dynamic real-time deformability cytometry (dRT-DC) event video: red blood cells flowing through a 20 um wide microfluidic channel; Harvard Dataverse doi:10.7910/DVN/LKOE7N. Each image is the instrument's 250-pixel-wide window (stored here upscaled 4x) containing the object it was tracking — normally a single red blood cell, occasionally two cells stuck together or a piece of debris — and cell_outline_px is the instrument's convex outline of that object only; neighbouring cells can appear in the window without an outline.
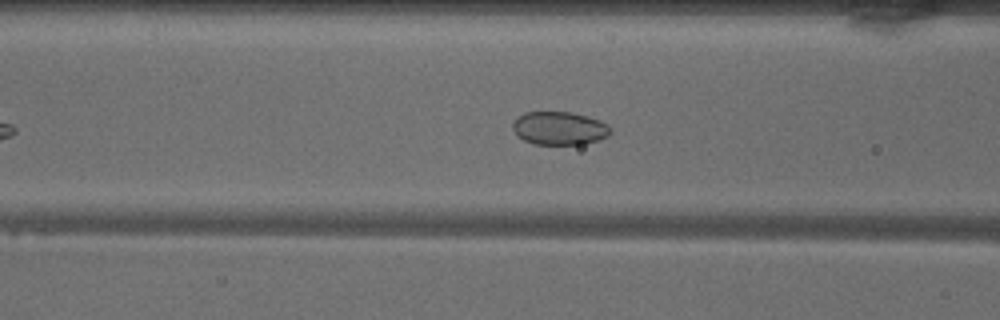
{"species": "common noctule bat (a hibernating species)", "species_latin": "Nyctalus noctula", "temperature_condition": "warm", "stored_images_in_passage": 44, "camera_frame_rate_fps": 3000, "um_per_image_px": 0.085, "animal": {"sex": "male", "body_mass_g": 18.8}, "frame": {"image": 1, "passage_image": 14, "time_ms": 4.333, "image_size_px": [1000, 320], "cell_outline_px": [[612, 132], [608, 136], [584, 144], [532, 144], [516, 136], [512, 128], [512, 124], [524, 112], [572, 112], [588, 116], [600, 120], [608, 124]], "centroid_in_image_um": [47.55, 10.9], "position_along_channel_um": 119.1, "area_um2": 19.02}}
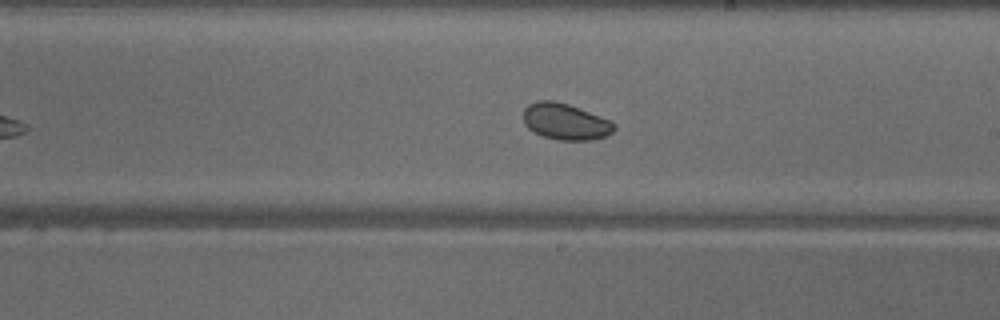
{"frame": {"image": 2, "passage_image": 23, "time_ms": 7.333, "image_size_px": [1000, 320], "cell_outline_px": [[616, 128], [612, 132], [604, 136], [592, 140], [560, 140], [544, 136], [528, 128], [524, 124], [524, 108], [528, 104], [536, 100], [556, 100], [568, 104], [608, 120], [616, 124]], "centroid_in_image_um": [48.03, 10.32], "position_along_channel_um": 241.0, "area_um2": 19.02}}
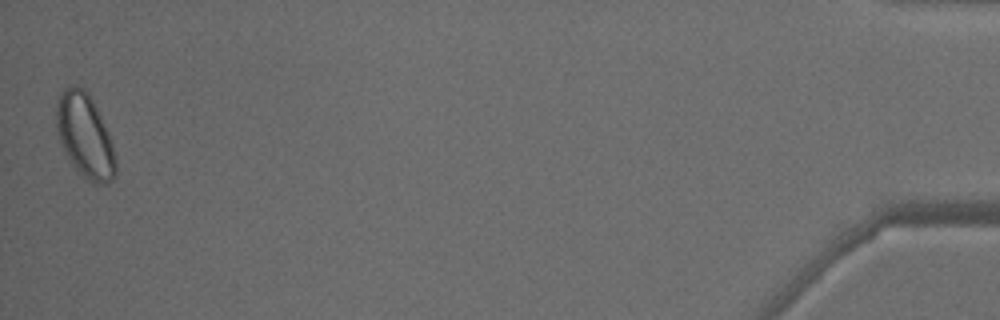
{"frame": {"image": 3, "passage_image": 44, "time_ms": 14.333, "image_size_px": [1000, 320], "cell_outline_px": [[116, 176], [108, 184], [92, 184], [72, 164], [64, 152], [56, 132], [56, 104], [60, 92], [64, 88], [72, 84], [84, 88], [88, 92], [108, 132], [116, 156]], "centroid_in_image_um": [7.21, 11.55], "position_along_channel_um": 428.0, "area_um2": 29.19}}